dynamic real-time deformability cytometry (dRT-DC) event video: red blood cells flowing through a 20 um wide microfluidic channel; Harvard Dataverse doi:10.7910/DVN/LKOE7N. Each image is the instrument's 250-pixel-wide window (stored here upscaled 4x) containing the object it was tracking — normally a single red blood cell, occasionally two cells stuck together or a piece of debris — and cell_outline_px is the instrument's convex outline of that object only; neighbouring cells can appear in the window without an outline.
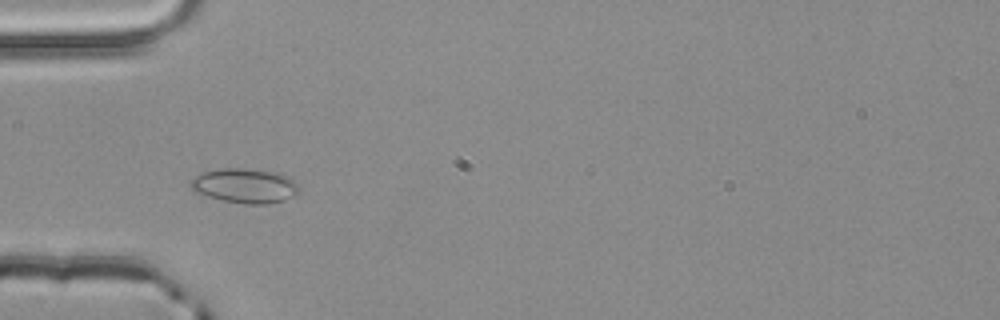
{"species": "common noctule bat (a hibernating species)", "species_latin": "Nyctalus noctula", "temperature_condition": "room temperature", "stored_images_in_passage": 1, "camera_frame_rate_fps": 3000, "um_per_image_px": 0.085, "animal": {"sex": "male", "body_mass_g": 20.4}, "frame": {"image": 1, "passage_image": 1, "time_ms": 0.0, "image_size_px": [1000, 320], "cell_outline_px": [[300, 192], [284, 200], [268, 204], [244, 204], [224, 200], [208, 196], [196, 192], [188, 184], [196, 176], [204, 172], [220, 168], [244, 168], [280, 172], [288, 176], [300, 188]], "centroid_in_image_um": [20.84, 15.78], "position_along_channel_um": 64.2, "area_um2": 21.85}}